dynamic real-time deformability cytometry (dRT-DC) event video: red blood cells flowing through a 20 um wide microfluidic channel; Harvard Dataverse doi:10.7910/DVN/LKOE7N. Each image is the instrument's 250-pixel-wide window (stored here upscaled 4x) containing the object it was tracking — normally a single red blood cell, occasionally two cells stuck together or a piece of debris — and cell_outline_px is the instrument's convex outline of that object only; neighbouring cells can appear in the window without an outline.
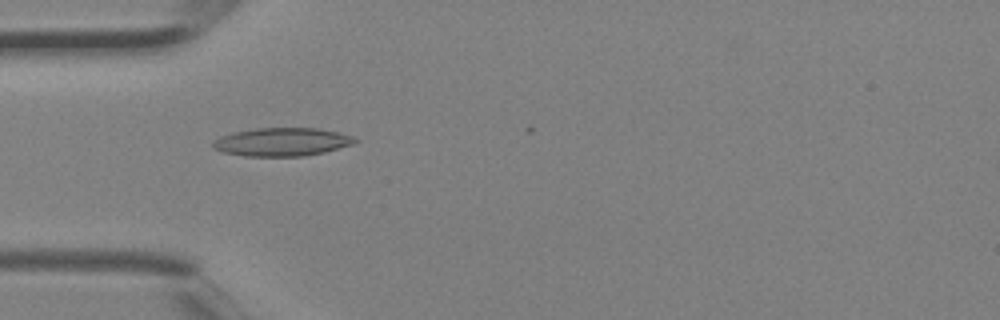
{"species": "Egyptian fruit bat (a non-hibernating species)", "species_latin": "Rousettus aegyptiacus", "temperature_condition": "room temperature", "stored_images_in_passage": 6, "camera_frame_rate_fps": 3000, "um_per_image_px": 0.085, "animal": {"sex": "female"}, "frame": {"image": 1, "passage_image": 5, "time_ms": 1.333, "image_size_px": [1000, 320], "cell_outline_px": [[360, 140], [352, 144], [324, 152], [304, 156], [244, 156], [224, 152], [212, 148], [212, 140], [220, 136], [232, 132], [256, 128], [316, 128], [336, 132], [352, 136]], "centroid_in_image_um": [23.92, 12.06], "position_along_channel_um": 61.1, "area_um2": 23.41}}
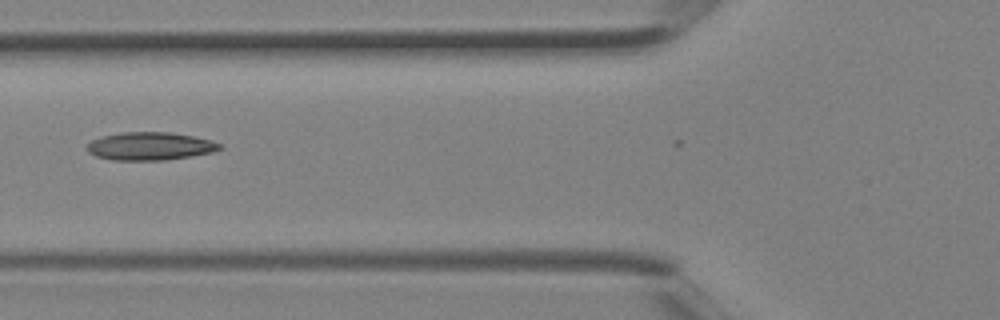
{"frame": {"image": 2, "passage_image": 6, "time_ms": 1.667, "image_size_px": [1000, 320], "cell_outline_px": [[224, 148], [212, 152], [192, 156], [164, 160], [112, 160], [96, 156], [88, 152], [88, 144], [92, 140], [100, 136], [124, 132], [168, 132], [192, 136], [208, 140], [220, 144]], "centroid_in_image_um": [12.74, 12.43], "position_along_channel_um": 113.1, "area_um2": 21.5}}